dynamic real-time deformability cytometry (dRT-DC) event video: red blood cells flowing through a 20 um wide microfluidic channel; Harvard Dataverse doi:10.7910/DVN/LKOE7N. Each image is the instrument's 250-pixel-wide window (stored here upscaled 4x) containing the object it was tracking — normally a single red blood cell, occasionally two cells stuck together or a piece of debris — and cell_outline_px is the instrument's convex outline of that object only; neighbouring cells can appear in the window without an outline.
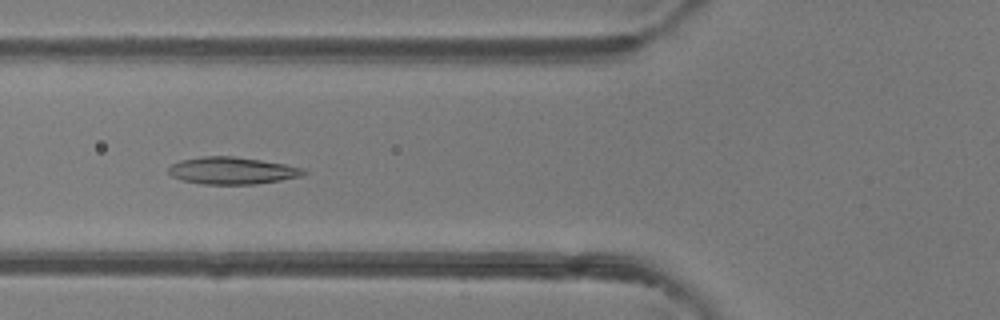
{"species": "common noctule bat (a hibernating species)", "species_latin": "Nyctalus noctula", "temperature_condition": "room temperature", "stored_images_in_passage": 51, "camera_frame_rate_fps": 3000, "um_per_image_px": 0.085, "animal": {"sex": "female"}, "frame": {"image": 1, "passage_image": 19, "time_ms": 6.0, "image_size_px": [1000, 320], "cell_outline_px": [[308, 172], [300, 176], [280, 180], [256, 184], [204, 184], [184, 180], [172, 176], [168, 172], [168, 168], [172, 164], [180, 160], [204, 156], [232, 156], [260, 160], [284, 164], [304, 168]], "centroid_in_image_um": [19.73, 14.5], "position_along_channel_um": 106.1, "area_um2": 21.15}}
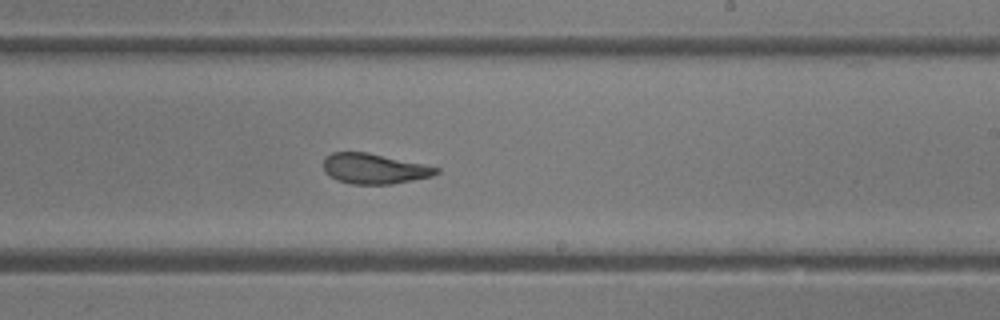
{"frame": {"image": 2, "passage_image": 30, "time_ms": 9.667, "image_size_px": [1000, 320], "cell_outline_px": [[440, 172], [432, 176], [392, 184], [352, 184], [336, 180], [324, 172], [324, 156], [332, 152], [368, 152], [424, 164], [440, 168]], "centroid_in_image_um": [31.79, 14.33], "position_along_channel_um": 257.2, "area_um2": 20.0}}
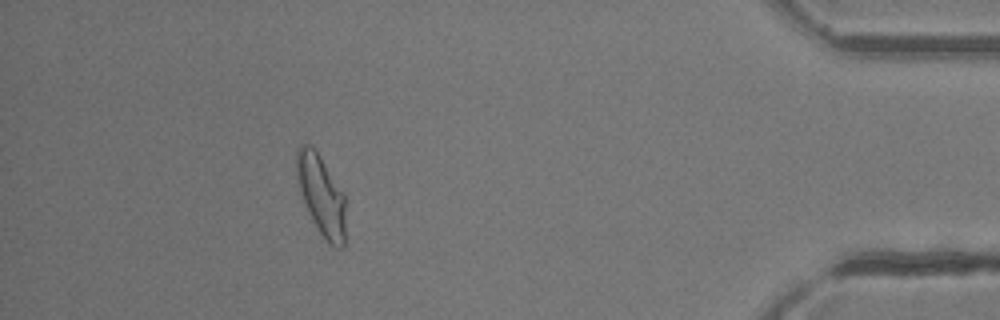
{"frame": {"image": 3, "passage_image": 45, "time_ms": 14.667, "image_size_px": [1000, 320], "cell_outline_px": [[344, 248], [336, 248], [328, 244], [324, 240], [316, 228], [308, 212], [296, 180], [296, 152], [300, 144], [308, 144], [320, 156], [344, 192]], "centroid_in_image_um": [27.29, 16.62], "position_along_channel_um": 407.9, "area_um2": 23.0}, "authors_computed_cell_mechanics": {"area_um2": 22.1374, "velocity_mm_per_s": 4.1259, "shape_relaxation_time_tau1_ms": 4.7267, "shape_relaxation_time_tau2_ms": 1.7072, "deformation_change_tau1": 0.1961, "deformation_change_tau2": 0.1052}}